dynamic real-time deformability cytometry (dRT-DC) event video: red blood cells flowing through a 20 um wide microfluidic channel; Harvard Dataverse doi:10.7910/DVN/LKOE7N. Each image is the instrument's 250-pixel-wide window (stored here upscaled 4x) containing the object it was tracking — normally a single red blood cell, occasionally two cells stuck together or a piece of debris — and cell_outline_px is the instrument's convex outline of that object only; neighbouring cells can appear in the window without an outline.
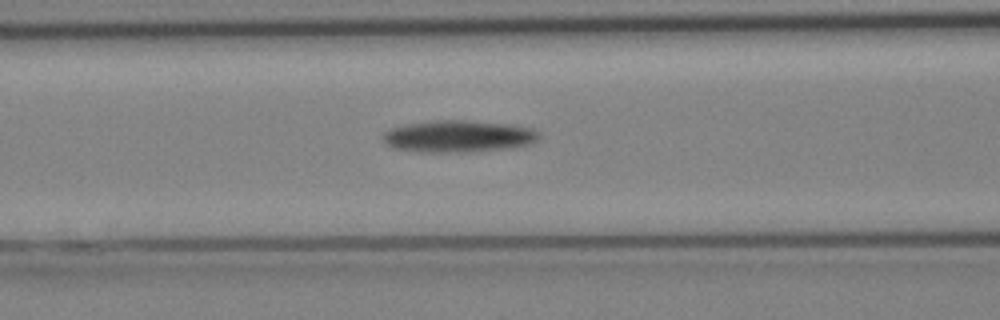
{"species": "Egyptian fruit bat (a non-hibernating species)", "species_latin": "Rousettus aegyptiacus", "temperature_condition": "cold", "stored_images_in_passage": 23, "camera_frame_rate_fps": 3000, "um_per_image_px": 0.085, "animal": {"sex": "female"}, "frame": {"image": 1, "passage_image": 5, "time_ms": 1.333, "image_size_px": [1000, 320], "cell_outline_px": [[540, 140], [532, 144], [512, 148], [468, 152], [424, 152], [396, 148], [388, 144], [384, 140], [384, 132], [392, 128], [412, 124], [436, 120], [464, 120], [504, 124], [532, 128], [540, 132]], "centroid_in_image_um": [39.07, 11.6], "position_along_channel_um": 127.5, "area_um2": 28.78}}
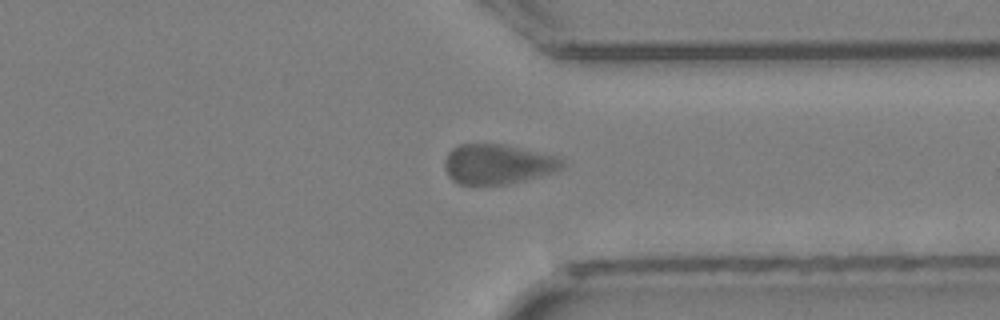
{"frame": {"image": 2, "passage_image": 17, "time_ms": 5.333, "image_size_px": [1000, 320], "cell_outline_px": [[568, 164], [560, 168], [548, 172], [508, 184], [456, 184], [448, 176], [444, 168], [444, 160], [448, 152], [452, 148], [460, 144], [504, 144], [556, 156], [564, 160]], "centroid_in_image_um": [42.23, 13.94], "position_along_channel_um": 369.2, "area_um2": 27.05}}
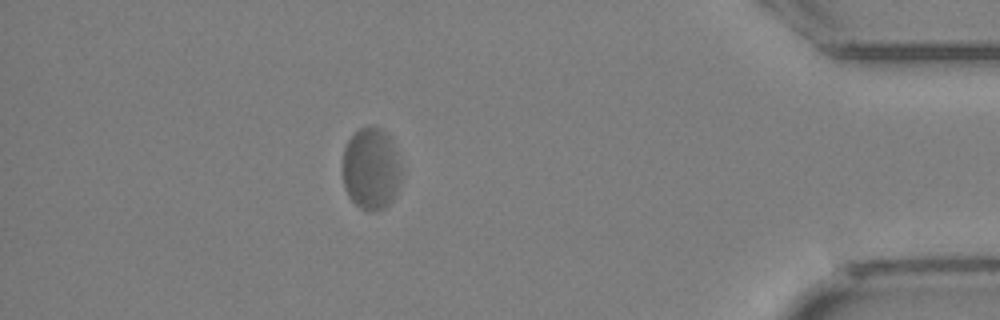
{"frame": {"image": 3, "passage_image": 21, "time_ms": 6.667, "image_size_px": [1000, 320], "cell_outline_px": [[404, 168], [400, 184], [392, 200], [388, 204], [372, 212], [360, 208], [348, 196], [344, 188], [344, 148], [348, 140], [360, 128], [368, 124], [380, 128], [388, 132], [392, 136]], "centroid_in_image_um": [31.61, 14.29], "position_along_channel_um": 403.6, "area_um2": 28.78}}